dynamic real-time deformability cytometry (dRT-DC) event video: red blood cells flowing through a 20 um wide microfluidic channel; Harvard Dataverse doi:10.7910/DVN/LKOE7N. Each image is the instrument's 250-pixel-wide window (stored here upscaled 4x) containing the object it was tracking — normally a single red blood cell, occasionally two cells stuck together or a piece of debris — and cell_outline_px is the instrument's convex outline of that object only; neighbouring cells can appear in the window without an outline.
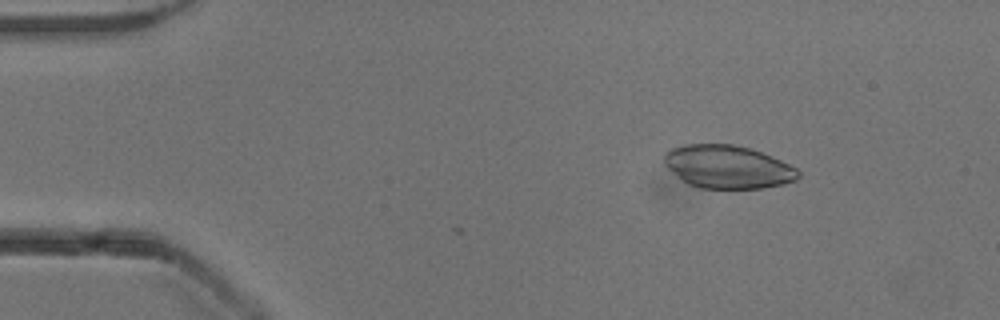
{"species": "common noctule bat (a hibernating species)", "species_latin": "Nyctalus noctula", "temperature_condition": "cold", "stored_images_in_passage": 5, "camera_frame_rate_fps": 3000, "um_per_image_px": 0.085, "animal": {"sex": "male", "body_mass_g": 13.3}, "frame": {"image": 1, "passage_image": 5, "time_ms": 1.333, "image_size_px": [1000, 320], "cell_outline_px": [[800, 176], [796, 180], [784, 184], [764, 188], [700, 188], [688, 184], [676, 176], [664, 164], [664, 152], [672, 148], [684, 144], [732, 144], [748, 148], [760, 152], [780, 160], [796, 168], [800, 172]], "centroid_in_image_um": [61.83, 14.19], "position_along_channel_um": 23.2, "area_um2": 33.64}}